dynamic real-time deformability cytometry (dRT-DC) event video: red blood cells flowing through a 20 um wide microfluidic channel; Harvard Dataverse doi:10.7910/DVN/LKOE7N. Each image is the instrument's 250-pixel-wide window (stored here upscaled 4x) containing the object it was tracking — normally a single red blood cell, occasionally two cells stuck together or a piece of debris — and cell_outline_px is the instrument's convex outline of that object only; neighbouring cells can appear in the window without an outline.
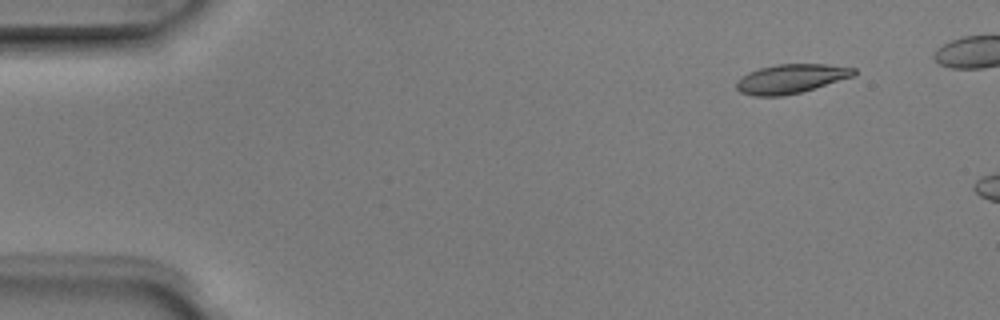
{"species": "Egyptian fruit bat (a non-hibernating species)", "species_latin": "Rousettus aegyptiacus", "temperature_condition": "room temperature", "stored_images_in_passage": 5, "camera_frame_rate_fps": 3000, "um_per_image_px": 0.085, "animal": {"sex": "male"}, "frame": {"image": 1, "passage_image": 2, "time_ms": 0.333, "image_size_px": [1000, 320], "cell_outline_px": [[856, 76], [800, 92], [780, 96], [752, 96], [740, 92], [736, 88], [736, 80], [748, 72], [760, 68], [776, 64], [824, 64], [856, 68]], "centroid_in_image_um": [67.23, 6.69], "position_along_channel_um": 17.8, "area_um2": 20.0}}